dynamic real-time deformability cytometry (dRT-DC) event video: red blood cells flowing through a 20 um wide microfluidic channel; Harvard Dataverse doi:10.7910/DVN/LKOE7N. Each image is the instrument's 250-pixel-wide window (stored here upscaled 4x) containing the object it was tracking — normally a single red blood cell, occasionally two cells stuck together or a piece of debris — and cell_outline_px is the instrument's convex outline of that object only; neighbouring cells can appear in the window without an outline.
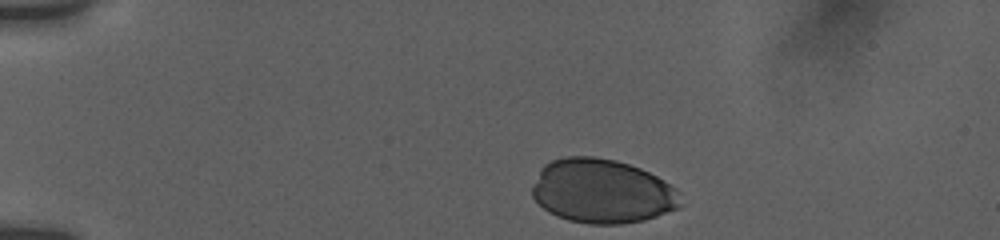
{"species": "human", "species_latin": "Homo sapiens", "temperature_condition": "room temperature", "stored_images_in_passage": 36, "camera_frame_rate_fps": 3000, "um_per_image_px": 0.085, "donor": {"sex": "female"}, "frame": {"image": 1, "passage_image": 1, "time_ms": 0.0, "image_size_px": [1000, 240], "cell_outline_px": [[684, 204], [680, 208], [644, 220], [620, 224], [588, 224], [568, 220], [556, 216], [548, 212], [532, 196], [532, 188], [540, 168], [544, 164], [552, 160], [564, 156], [596, 156], [616, 160], [640, 168], [664, 180], [676, 188]], "centroid_in_image_um": [51.19, 16.25], "position_along_channel_um": 33.8, "area_um2": 55.89}}